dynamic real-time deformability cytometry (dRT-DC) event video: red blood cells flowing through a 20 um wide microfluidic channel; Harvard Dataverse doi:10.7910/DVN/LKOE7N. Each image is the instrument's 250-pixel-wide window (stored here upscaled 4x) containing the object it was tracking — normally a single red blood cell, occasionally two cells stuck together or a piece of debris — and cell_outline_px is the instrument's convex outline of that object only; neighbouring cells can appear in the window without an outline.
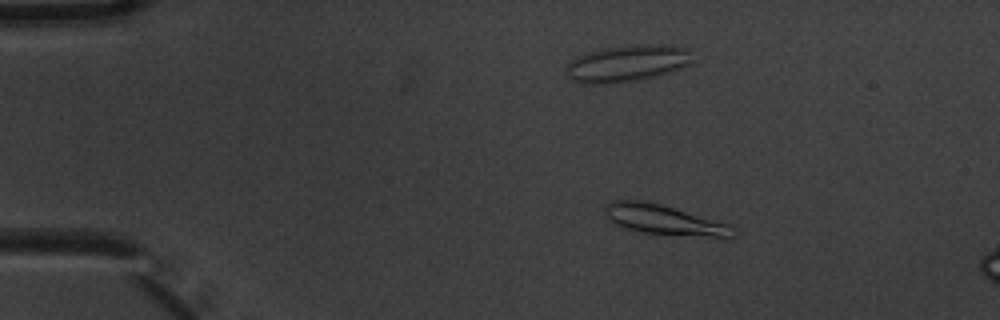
{"species": "common noctule bat (a hibernating species)", "species_latin": "Nyctalus noctula", "temperature_condition": "warm", "stored_images_in_passage": 5, "camera_frame_rate_fps": 3000, "um_per_image_px": 0.085, "animal": {"sex": "male", "body_mass_g": 20.1, "forearm_length_mm": 53.5}, "frame": {"image": 1, "passage_image": 3, "time_ms": 0.667, "image_size_px": [1000, 320], "cell_outline_px": [[740, 232], [732, 240], [720, 240], [640, 232], [624, 228], [612, 224], [604, 216], [604, 208], [612, 200], [644, 200], [660, 204], [732, 224]], "centroid_in_image_um": [56.63, 18.75], "position_along_channel_um": 28.4, "area_um2": 23.87}}